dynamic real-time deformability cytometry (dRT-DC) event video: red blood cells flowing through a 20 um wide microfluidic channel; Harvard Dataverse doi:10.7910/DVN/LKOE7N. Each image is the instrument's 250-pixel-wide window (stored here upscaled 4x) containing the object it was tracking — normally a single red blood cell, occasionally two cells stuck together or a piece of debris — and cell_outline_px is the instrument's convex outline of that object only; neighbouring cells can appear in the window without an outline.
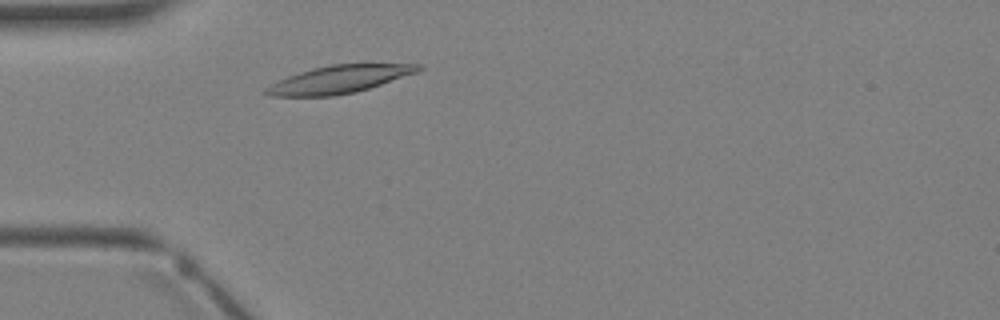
{"species": "Egyptian fruit bat (a non-hibernating species)", "species_latin": "Rousettus aegyptiacus", "temperature_condition": "warm", "stored_images_in_passage": 1, "camera_frame_rate_fps": 3000, "um_per_image_px": 0.085, "animal": {"sex": "female"}, "frame": {"image": 1, "passage_image": 1, "time_ms": 0.0, "image_size_px": [1000, 320], "cell_outline_px": [[424, 68], [416, 72], [356, 92], [332, 96], [272, 96], [260, 92], [264, 88], [288, 76], [312, 68], [332, 64], [420, 64]], "centroid_in_image_um": [28.78, 6.75], "position_along_channel_um": 56.2, "area_um2": 24.22}}